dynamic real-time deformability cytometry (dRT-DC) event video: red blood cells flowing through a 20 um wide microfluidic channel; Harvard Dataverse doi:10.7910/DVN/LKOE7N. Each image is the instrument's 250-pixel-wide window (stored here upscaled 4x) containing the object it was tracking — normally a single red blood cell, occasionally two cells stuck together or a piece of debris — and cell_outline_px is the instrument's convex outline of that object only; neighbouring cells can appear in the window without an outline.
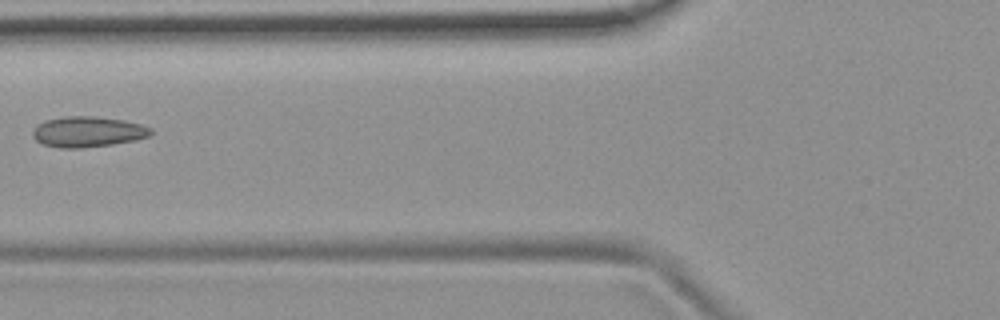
{"species": "common noctule bat (a hibernating species)", "species_latin": "Nyctalus noctula", "temperature_condition": "room temperature", "stored_images_in_passage": 7, "camera_frame_rate_fps": 3000, "um_per_image_px": 0.085, "animal": {"sex": "female", "body_mass_g": 19.9}, "frame": {"image": 1, "passage_image": 6, "time_ms": 6.0, "image_size_px": [1000, 320], "cell_outline_px": [[152, 132], [148, 136], [136, 140], [112, 144], [80, 148], [60, 148], [44, 144], [36, 140], [32, 136], [32, 132], [36, 124], [44, 120], [64, 116], [96, 116], [124, 120], [140, 124], [152, 128]], "centroid_in_image_um": [7.44, 11.19], "position_along_channel_um": 118.4, "area_um2": 21.15}}
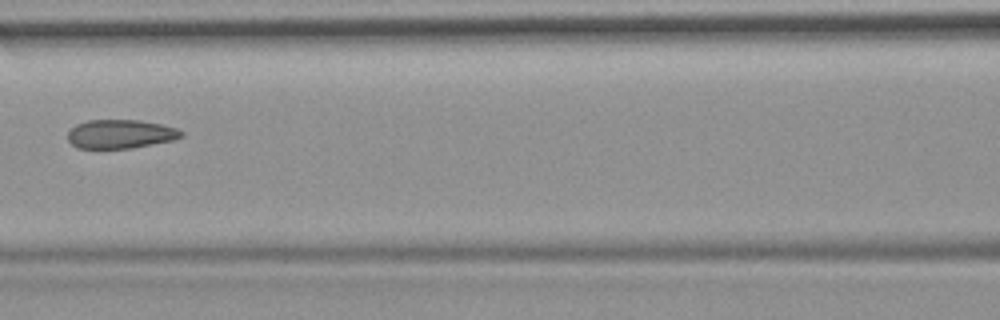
{"frame": {"image": 2, "passage_image": 7, "time_ms": 7.0, "image_size_px": [1000, 320], "cell_outline_px": [[184, 136], [172, 140], [132, 148], [76, 148], [68, 140], [68, 132], [76, 124], [88, 120], [140, 120], [160, 124], [176, 128], [184, 132]], "centroid_in_image_um": [10.24, 11.39], "position_along_channel_um": 156.4, "area_um2": 19.02}}